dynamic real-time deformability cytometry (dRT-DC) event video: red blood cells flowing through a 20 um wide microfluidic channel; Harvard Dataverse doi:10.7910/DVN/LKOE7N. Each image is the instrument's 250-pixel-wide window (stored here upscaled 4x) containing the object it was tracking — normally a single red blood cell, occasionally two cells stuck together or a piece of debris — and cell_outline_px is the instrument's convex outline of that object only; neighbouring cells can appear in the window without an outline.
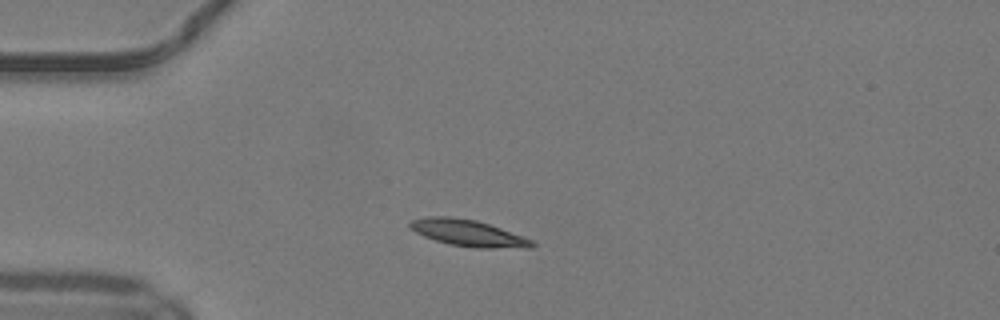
{"species": "common noctule bat (a hibernating species)", "species_latin": "Nyctalus noctula", "temperature_condition": "warm", "stored_images_in_passage": 38, "camera_frame_rate_fps": 3000, "um_per_image_px": 0.085, "animal": {"sex": "male", "body_mass_g": 19.2, "forearm_length_mm": 51.8}, "frame": {"image": 1, "passage_image": 1, "time_ms": 0.0, "image_size_px": [1000, 320], "cell_outline_px": [[536, 244], [532, 248], [476, 248], [448, 244], [424, 236], [416, 232], [408, 224], [412, 220], [428, 216], [452, 216], [476, 220], [500, 228], [532, 240]], "centroid_in_image_um": [39.8, 19.81], "position_along_channel_um": 45.2, "area_um2": 18.73}}
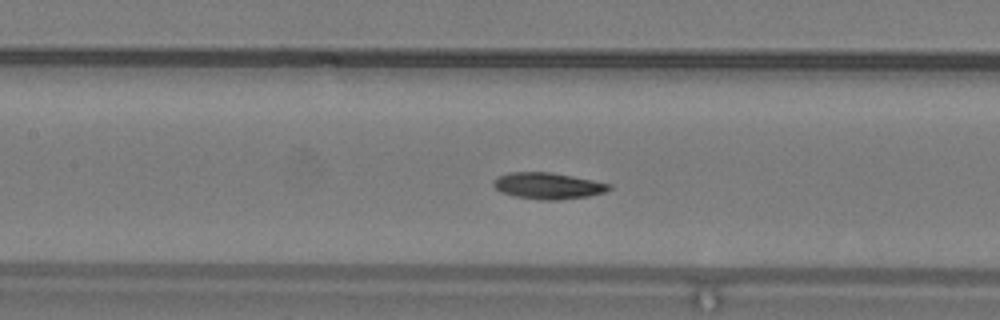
{"frame": {"image": 2, "passage_image": 11, "time_ms": 3.333, "image_size_px": [1000, 320], "cell_outline_px": [[612, 188], [604, 192], [588, 196], [560, 200], [540, 200], [516, 196], [500, 192], [492, 184], [492, 180], [496, 176], [508, 172], [552, 172], [612, 184]], "centroid_in_image_um": [46.54, 15.79], "position_along_channel_um": 160.9, "area_um2": 17.92}}
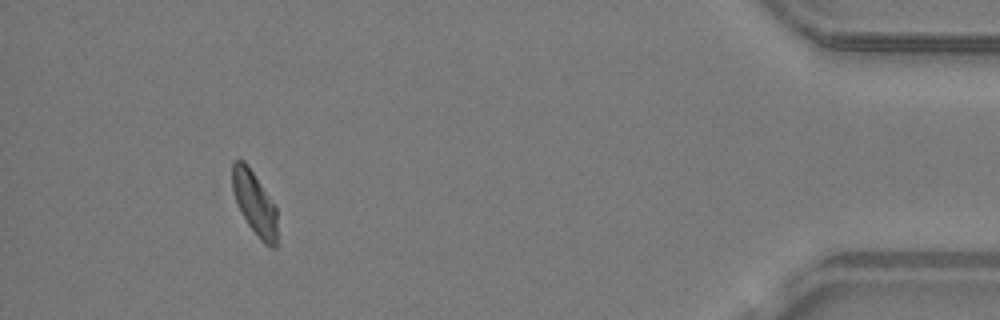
{"frame": {"image": 3, "passage_image": 34, "time_ms": 11.0, "image_size_px": [1000, 320], "cell_outline_px": [[276, 248], [272, 248], [264, 244], [260, 240], [248, 224], [236, 200], [232, 188], [232, 164], [236, 160], [244, 160], [248, 164], [276, 204]], "centroid_in_image_um": [21.66, 17.24], "position_along_channel_um": 413.5, "area_um2": 16.65}, "authors_computed_cell_mechanics": {"area_um2": 17.4845, "velocity_mm_per_s": 4.1274, "shape_relaxation_time_tau1_ms": 4.2379, "shape_relaxation_time_tau2_ms": 5.2232, "deformation_change_tau1": 0.1423, "deformation_change_tau2": 0.0864}}